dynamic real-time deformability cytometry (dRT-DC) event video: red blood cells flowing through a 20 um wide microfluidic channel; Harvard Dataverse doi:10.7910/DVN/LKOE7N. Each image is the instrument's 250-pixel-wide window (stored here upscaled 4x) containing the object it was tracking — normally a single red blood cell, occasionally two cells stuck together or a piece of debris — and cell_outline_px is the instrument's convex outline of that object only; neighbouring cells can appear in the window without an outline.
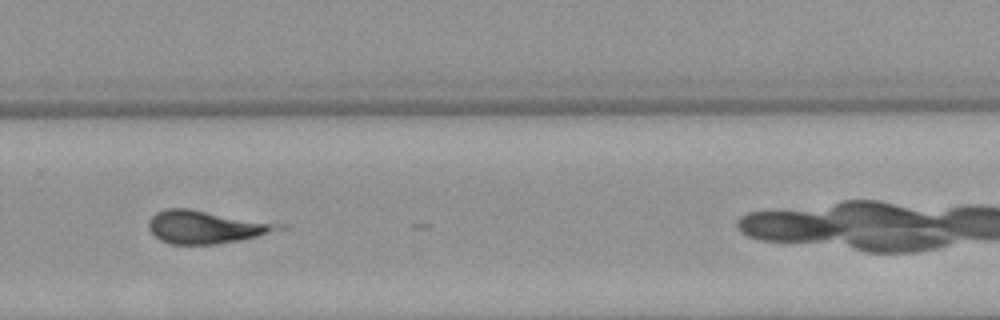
{"species": "Egyptian fruit bat (a non-hibernating species)", "species_latin": "Rousettus aegyptiacus", "temperature_condition": "warm", "stored_images_in_passage": 30, "camera_frame_rate_fps": 3000, "um_per_image_px": 0.085, "animal": {"sex": "female"}, "frame": {"image": 1, "passage_image": 23, "time_ms": 7.333, "image_size_px": [1000, 320], "cell_outline_px": [[292, 228], [240, 240], [216, 244], [172, 244], [160, 240], [148, 228], [148, 220], [156, 212], [164, 208], [188, 208], [288, 224]], "centroid_in_image_um": [17.61, 19.28], "position_along_channel_um": 312.2, "area_um2": 25.43}}
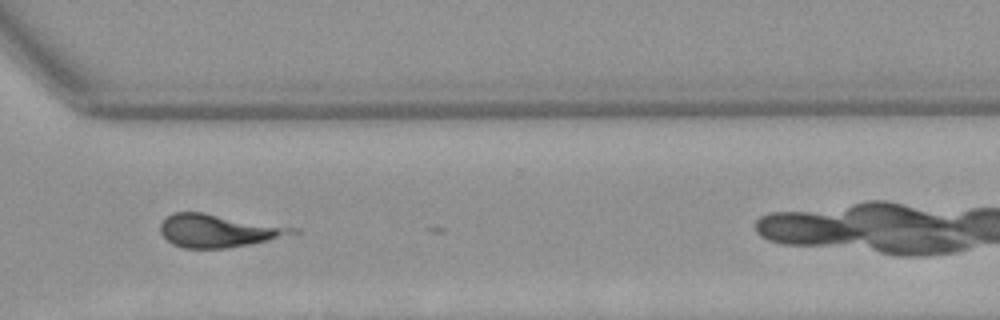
{"frame": {"image": 2, "passage_image": 26, "time_ms": 8.333, "image_size_px": [1000, 320], "cell_outline_px": [[300, 232], [268, 240], [228, 248], [184, 248], [172, 244], [160, 232], [160, 224], [172, 212], [204, 212], [300, 228]], "centroid_in_image_um": [18.57, 19.6], "position_along_channel_um": 352.0, "area_um2": 25.37}}
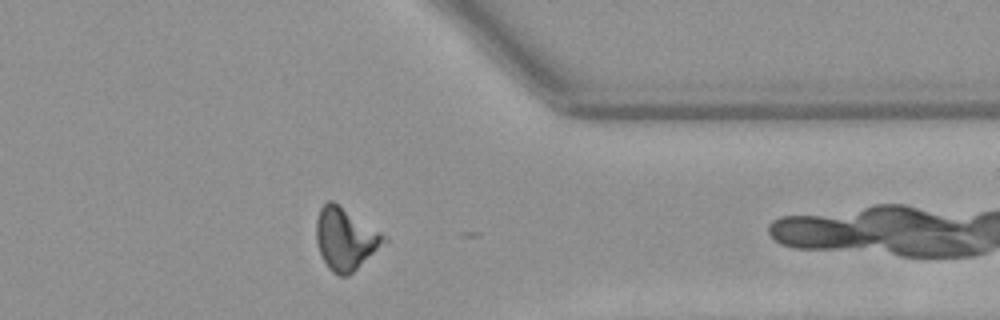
{"frame": {"image": 3, "passage_image": 29, "time_ms": 9.333, "image_size_px": [1000, 320], "cell_outline_px": [[388, 240], [348, 276], [340, 276], [332, 272], [328, 268], [320, 252], [316, 240], [316, 220], [320, 208], [328, 200], [332, 200], [388, 236]], "centroid_in_image_um": [29.36, 20.29], "position_along_channel_um": 382.0, "area_um2": 24.33}}